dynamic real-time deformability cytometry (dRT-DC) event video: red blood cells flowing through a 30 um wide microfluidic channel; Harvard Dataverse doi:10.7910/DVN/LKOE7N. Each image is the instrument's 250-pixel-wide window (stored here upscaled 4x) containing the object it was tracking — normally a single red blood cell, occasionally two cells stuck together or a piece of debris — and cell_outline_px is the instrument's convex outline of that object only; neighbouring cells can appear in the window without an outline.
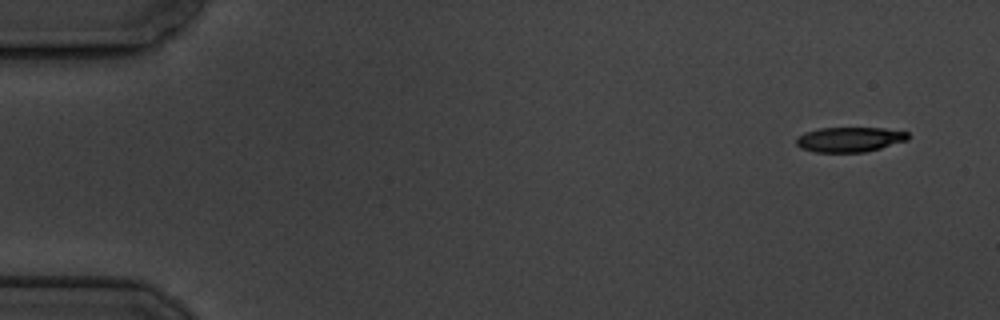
{"species": "common noctule bat (a hibernating species)", "species_latin": "Nyctalus noctula", "temperature_condition": "cold", "stored_images_in_passage": 11, "camera_frame_rate_fps": 3000, "um_per_image_px": 0.085, "animal": {"sex": "male", "body_mass_g": 19.5, "forearm_length_mm": 54.6}, "frame": {"image": 1, "passage_image": 1, "time_ms": 0.0, "image_size_px": [1000, 320], "cell_outline_px": [[908, 140], [880, 148], [864, 152], [816, 152], [800, 148], [796, 144], [796, 136], [804, 132], [820, 128], [884, 128], [908, 132]], "centroid_in_image_um": [72.18, 11.85], "position_along_channel_um": 12.8, "area_um2": 16.24}}
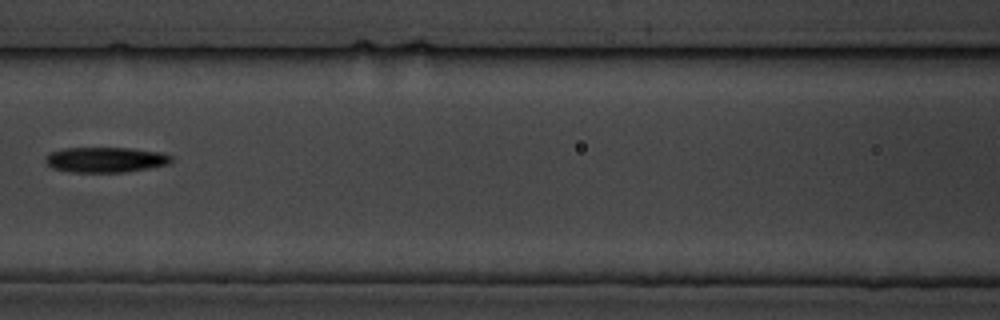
{"frame": {"image": 2, "passage_image": 7, "time_ms": 7.667, "image_size_px": [1000, 320], "cell_outline_px": [[172, 160], [168, 164], [148, 168], [124, 172], [68, 172], [52, 168], [44, 160], [44, 156], [52, 152], [64, 148], [128, 148], [160, 152], [172, 156]], "centroid_in_image_um": [8.94, 13.58], "position_along_channel_um": 157.7, "area_um2": 18.5}}
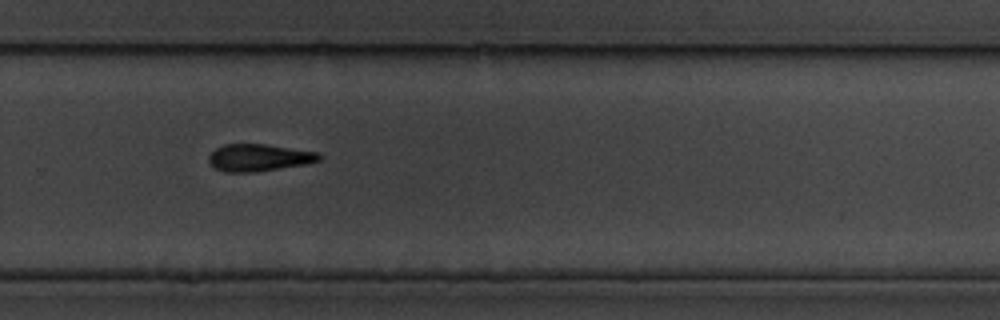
{"frame": {"image": 3, "passage_image": 11, "time_ms": 12.0, "image_size_px": [1000, 320], "cell_outline_px": [[324, 156], [320, 160], [308, 164], [252, 172], [224, 172], [216, 168], [208, 160], [208, 156], [216, 148], [224, 144], [268, 144], [320, 152]], "centroid_in_image_um": [22.07, 13.39], "position_along_channel_um": 307.7, "area_um2": 17.63}}